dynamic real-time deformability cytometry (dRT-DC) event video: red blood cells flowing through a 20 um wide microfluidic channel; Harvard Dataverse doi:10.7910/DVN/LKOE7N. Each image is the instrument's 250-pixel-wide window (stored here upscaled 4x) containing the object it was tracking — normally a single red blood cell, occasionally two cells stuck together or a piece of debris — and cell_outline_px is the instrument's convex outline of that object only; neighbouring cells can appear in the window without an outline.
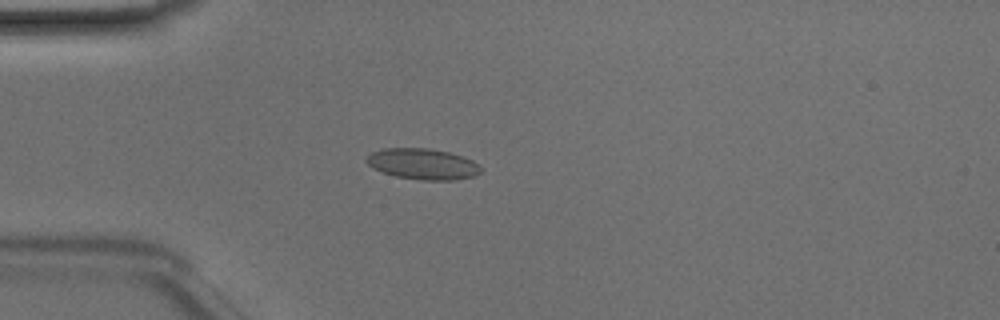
{"species": "Egyptian fruit bat (a non-hibernating species)", "species_latin": "Rousettus aegyptiacus", "temperature_condition": "room temperature", "stored_images_in_passage": 48, "camera_frame_rate_fps": 3000, "um_per_image_px": 0.085, "animal": {"sex": "male"}, "frame": {"image": 1, "passage_image": 13, "time_ms": 4.0, "image_size_px": [1000, 320], "cell_outline_px": [[480, 172], [472, 176], [452, 180], [420, 180], [396, 176], [372, 168], [364, 160], [372, 152], [384, 148], [428, 148], [448, 152], [472, 160], [480, 164]], "centroid_in_image_um": [35.91, 13.93], "position_along_channel_um": 49.1, "area_um2": 20.4}}
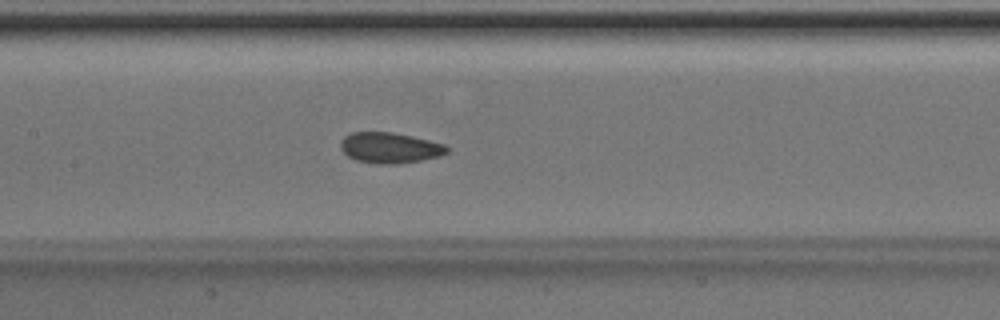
{"frame": {"image": 2, "passage_image": 23, "time_ms": 7.333, "image_size_px": [1000, 320], "cell_outline_px": [[448, 152], [440, 156], [420, 160], [396, 164], [380, 164], [356, 160], [348, 156], [340, 148], [340, 140], [344, 136], [352, 132], [392, 132], [412, 136], [444, 144], [448, 148]], "centroid_in_image_um": [33.11, 12.56], "position_along_channel_um": 174.3, "area_um2": 18.96}}
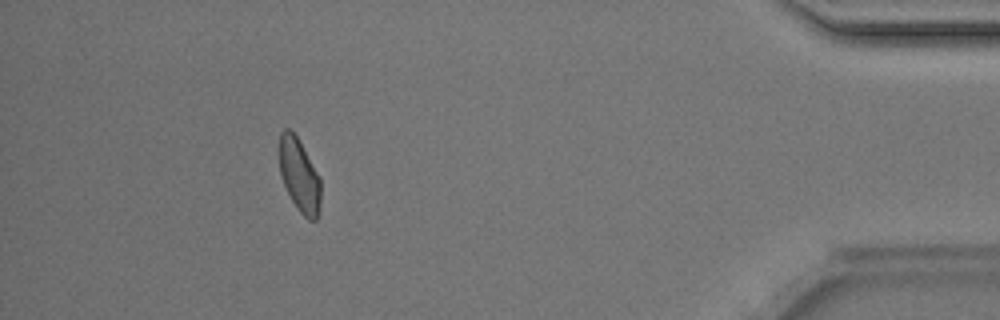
{"frame": {"image": 3, "passage_image": 44, "time_ms": 14.333, "image_size_px": [1000, 320], "cell_outline_px": [[320, 204], [316, 220], [308, 220], [300, 212], [292, 200], [280, 176], [280, 132], [284, 128], [288, 128], [296, 136], [320, 176]], "centroid_in_image_um": [25.45, 14.91], "position_along_channel_um": 409.8, "area_um2": 17.4}, "authors_computed_cell_mechanics": {"area_um2": 18.9006, "velocity_mm_per_s": 4.1565, "shape_relaxation_time_tau1_ms": 8.6722, "shape_relaxation_time_tau2_ms": 1.4508, "deformation_change_tau1": 0.1428, "deformation_change_tau2": 0.0598}}